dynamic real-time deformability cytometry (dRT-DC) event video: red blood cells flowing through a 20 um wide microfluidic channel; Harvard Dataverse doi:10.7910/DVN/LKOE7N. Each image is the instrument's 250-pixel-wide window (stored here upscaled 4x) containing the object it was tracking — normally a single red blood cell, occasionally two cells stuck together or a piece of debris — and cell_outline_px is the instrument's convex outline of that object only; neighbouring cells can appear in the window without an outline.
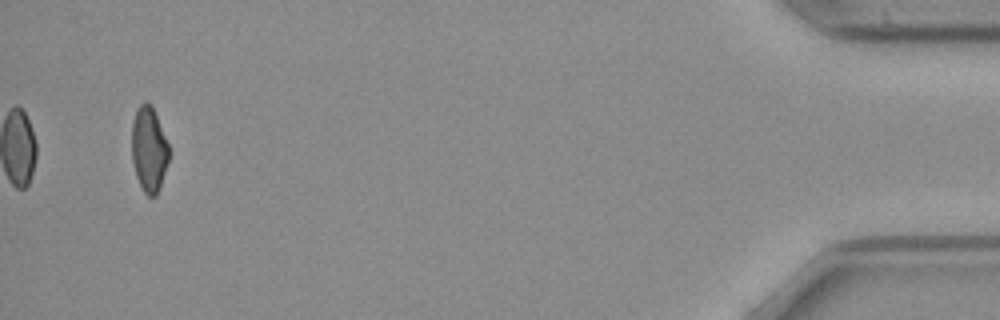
{"species": "common noctule bat (a hibernating species)", "species_latin": "Nyctalus noctula", "temperature_condition": "cold", "stored_images_in_passage": 39, "camera_frame_rate_fps": 3000, "um_per_image_px": 0.085, "animal": {"sex": "female", "body_mass_g": 21.9}, "frame": {"image": 1, "passage_image": 39, "time_ms": 12.667, "image_size_px": [1000, 320], "cell_outline_px": [[168, 160], [160, 188], [156, 196], [148, 196], [144, 192], [136, 176], [132, 160], [132, 124], [136, 108], [144, 100], [152, 104], [168, 144]], "centroid_in_image_um": [12.65, 12.66], "position_along_channel_um": 422.6, "area_um2": 18.44}}